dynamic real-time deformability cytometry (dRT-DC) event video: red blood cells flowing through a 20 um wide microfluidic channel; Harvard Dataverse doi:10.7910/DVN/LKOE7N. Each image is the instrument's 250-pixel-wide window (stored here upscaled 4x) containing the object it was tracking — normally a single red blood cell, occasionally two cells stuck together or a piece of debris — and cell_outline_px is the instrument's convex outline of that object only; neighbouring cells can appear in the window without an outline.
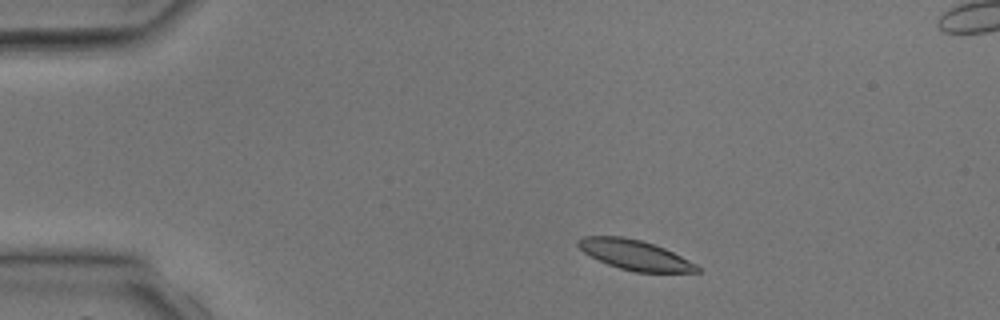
{"species": "common noctule bat (a hibernating species)", "species_latin": "Nyctalus noctula", "temperature_condition": "room temperature", "stored_images_in_passage": 36, "segment_of_instrument_passage": [1, 2], "camera_frame_rate_fps": 3000, "um_per_image_px": 0.085, "animal": {"sex": "male", "body_mass_g": 17.9, "forearm_length_mm": 54.2}, "frame": {"image": 1, "passage_image": 2, "time_ms": 0.333, "image_size_px": [1000, 320], "cell_outline_px": [[700, 272], [636, 272], [620, 268], [608, 264], [584, 252], [576, 244], [576, 240], [584, 236], [620, 236], [640, 240], [664, 248], [696, 264], [700, 268]], "centroid_in_image_um": [53.95, 21.66], "position_along_channel_um": 31.1, "area_um2": 20.4}}
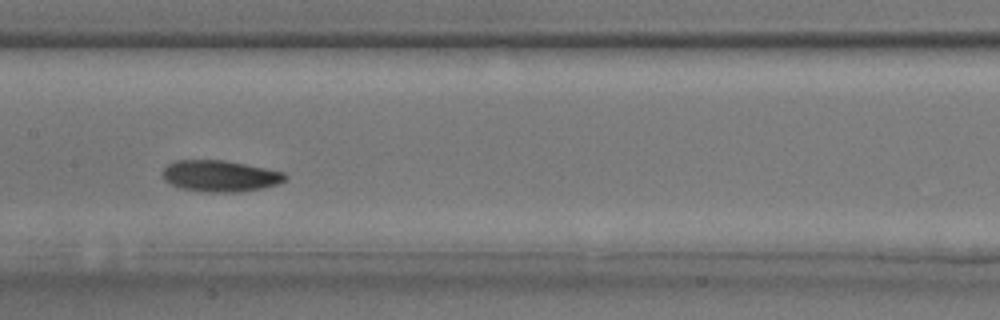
{"frame": {"image": 2, "passage_image": 15, "time_ms": 4.667, "image_size_px": [1000, 320], "cell_outline_px": [[288, 176], [284, 180], [276, 184], [260, 188], [240, 192], [208, 192], [180, 188], [164, 180], [164, 168], [168, 164], [176, 160], [224, 160], [284, 172]], "centroid_in_image_um": [18.7, 14.96], "position_along_channel_um": 188.7, "area_um2": 22.08}}
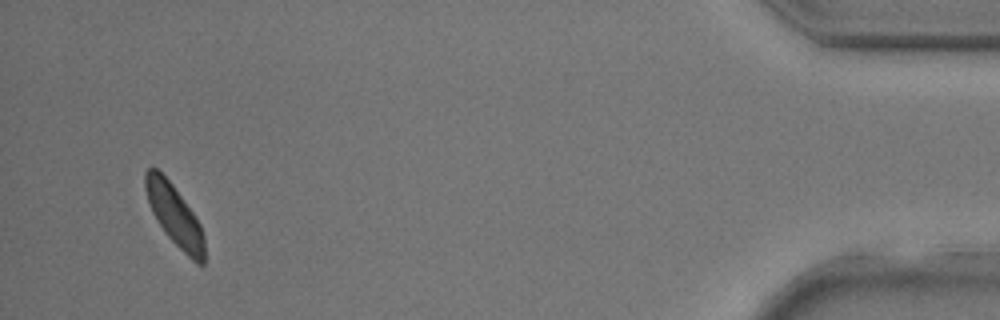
{"frame": {"image": 3, "passage_image": 33, "time_ms": 10.667, "image_size_px": [1000, 320], "cell_outline_px": [[204, 264], [196, 264], [164, 232], [152, 212], [144, 188], [144, 172], [148, 168], [156, 168], [172, 184], [196, 216], [200, 224], [204, 236]], "centroid_in_image_um": [14.83, 18.29], "position_along_channel_um": 420.4, "area_um2": 20.75}}